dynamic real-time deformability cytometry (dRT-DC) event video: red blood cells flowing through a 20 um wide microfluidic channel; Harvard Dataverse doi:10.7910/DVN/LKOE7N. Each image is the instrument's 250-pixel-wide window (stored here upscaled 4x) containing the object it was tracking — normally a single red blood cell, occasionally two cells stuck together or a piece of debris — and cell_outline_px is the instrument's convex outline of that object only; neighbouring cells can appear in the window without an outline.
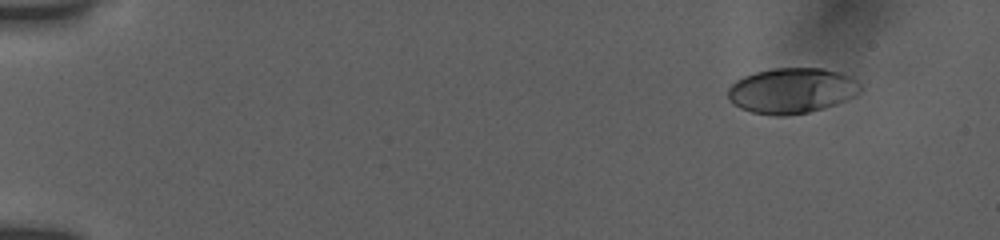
{"species": "human", "species_latin": "Homo sapiens", "temperature_condition": "room temperature", "stored_images_in_passage": 24, "camera_frame_rate_fps": 3000, "um_per_image_px": 0.085, "donor": {"sex": "female"}, "frame": {"image": 1, "passage_image": 1, "time_ms": 0.0, "image_size_px": [1000, 240], "cell_outline_px": [[864, 88], [860, 92], [836, 104], [824, 108], [808, 112], [784, 116], [776, 116], [752, 112], [740, 108], [732, 104], [728, 100], [728, 88], [736, 80], [744, 76], [756, 72], [772, 68], [820, 68], [840, 72], [856, 80]], "centroid_in_image_um": [67.28, 7.7], "position_along_channel_um": 17.7, "area_um2": 35.14}}
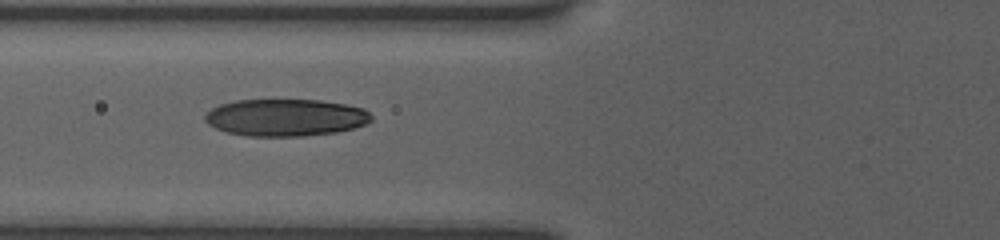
{"frame": {"image": 2, "passage_image": 14, "time_ms": 5.667, "image_size_px": [1000, 240], "cell_outline_px": [[372, 120], [364, 124], [352, 128], [336, 132], [304, 136], [248, 136], [224, 132], [208, 124], [204, 120], [204, 116], [212, 108], [220, 104], [236, 100], [320, 100], [344, 104], [364, 108], [372, 116]], "centroid_in_image_um": [24.25, 9.99], "position_along_channel_um": 101.5, "area_um2": 36.01}}
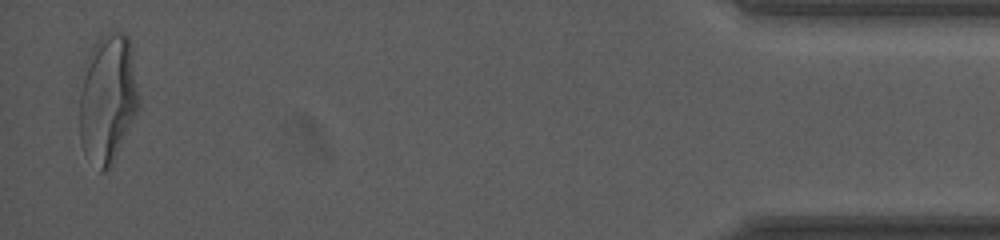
{"frame": {"image": 3, "passage_image": 24, "time_ms": 16.0, "image_size_px": [1000, 240], "cell_outline_px": [[140, 108], [112, 164], [104, 172], [100, 172], [80, 140], [80, 72], [92, 44], [108, 32], [124, 32], [128, 36], [132, 56], [140, 100]], "centroid_in_image_um": [9.15, 8.32], "position_along_channel_um": 426.0, "area_um2": 44.8}, "authors_computed_cell_mechanics": {"area_um2": 35.7204, "velocity_mm_per_s": 3.8764, "shape_relaxation_time_tau1_ms": 4.1006, "shape_relaxation_time_tau2_ms": null, "deformation_change_tau1": 0.1725, "deformation_change_tau2": null}}